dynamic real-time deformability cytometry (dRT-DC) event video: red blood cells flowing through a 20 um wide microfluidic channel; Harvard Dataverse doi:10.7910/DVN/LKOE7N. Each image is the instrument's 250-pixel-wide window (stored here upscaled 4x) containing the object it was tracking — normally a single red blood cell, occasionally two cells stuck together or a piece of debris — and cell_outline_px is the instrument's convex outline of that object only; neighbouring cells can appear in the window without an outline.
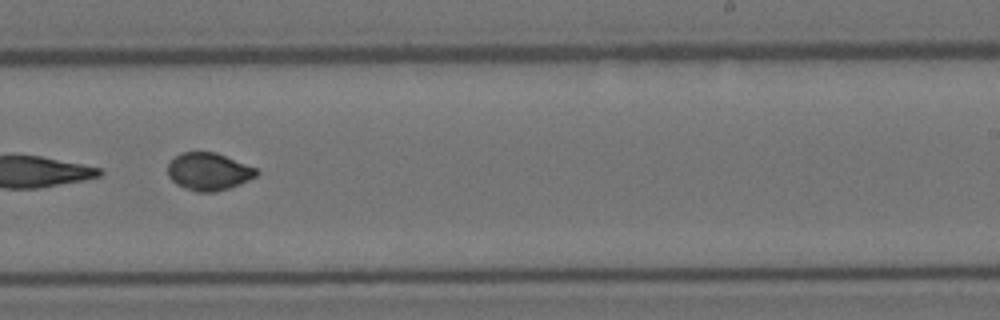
{"species": "Egyptian fruit bat (a non-hibernating species)", "species_latin": "Rousettus aegyptiacus", "temperature_condition": "room temperature", "stored_images_in_passage": 11, "camera_frame_rate_fps": 3000, "um_per_image_px": 0.085, "animal": {"sex": "female"}, "frame": {"image": 1, "passage_image": 10, "time_ms": 3.0, "image_size_px": [1000, 320], "cell_outline_px": [[260, 172], [256, 176], [240, 184], [216, 192], [196, 192], [184, 188], [176, 184], [168, 176], [168, 164], [180, 152], [216, 152], [256, 168]], "centroid_in_image_um": [17.73, 14.59], "position_along_channel_um": 271.3, "area_um2": 19.42}}
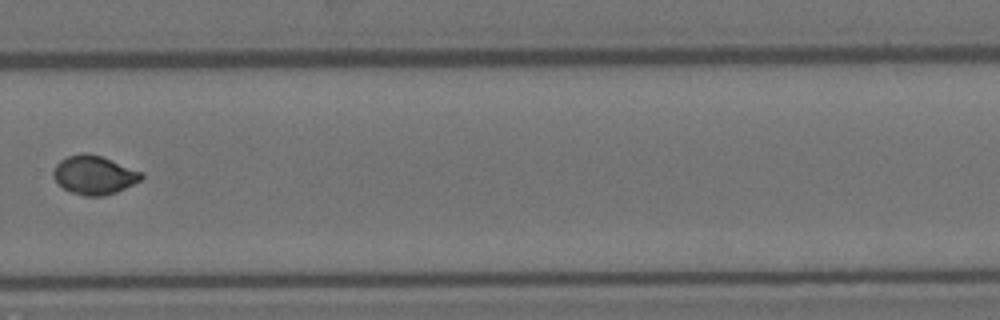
{"frame": {"image": 2, "passage_image": 11, "time_ms": 3.333, "image_size_px": [1000, 320], "cell_outline_px": [[144, 176], [140, 180], [116, 192], [104, 196], [84, 196], [72, 192], [64, 188], [52, 176], [52, 172], [56, 164], [60, 160], [68, 156], [80, 152], [88, 152], [100, 156], [144, 172]], "centroid_in_image_um": [7.99, 14.86], "position_along_channel_um": 321.8, "area_um2": 19.83}}